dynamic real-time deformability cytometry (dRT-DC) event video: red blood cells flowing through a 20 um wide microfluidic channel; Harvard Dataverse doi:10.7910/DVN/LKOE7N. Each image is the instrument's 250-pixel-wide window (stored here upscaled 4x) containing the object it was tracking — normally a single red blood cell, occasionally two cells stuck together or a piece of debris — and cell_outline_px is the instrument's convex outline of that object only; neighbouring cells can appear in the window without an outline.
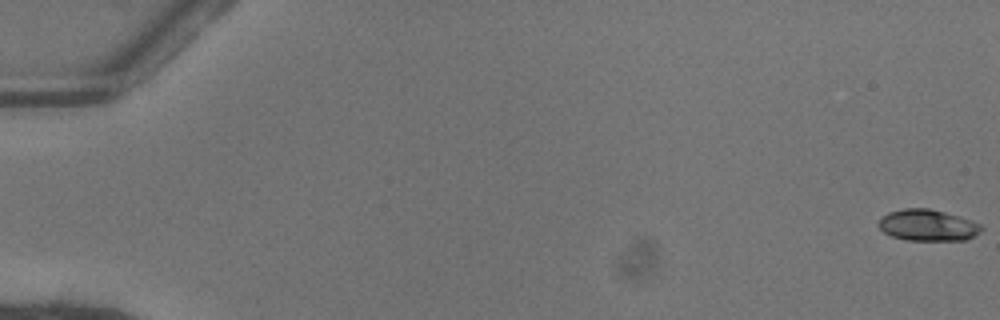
{"species": "common noctule bat (a hibernating species)", "species_latin": "Nyctalus noctula", "temperature_condition": "warm", "stored_images_in_passage": 54, "camera_frame_rate_fps": 3000, "um_per_image_px": 0.085, "animal": {"sex": "female"}, "frame": {"image": 1, "passage_image": 1, "time_ms": 0.0, "image_size_px": [1000, 320], "cell_outline_px": [[984, 228], [980, 232], [964, 240], [904, 240], [892, 236], [884, 232], [876, 224], [888, 212], [904, 208], [928, 208], [960, 216], [980, 224]], "centroid_in_image_um": [78.84, 19.14], "position_along_channel_um": 6.2, "area_um2": 18.73}}
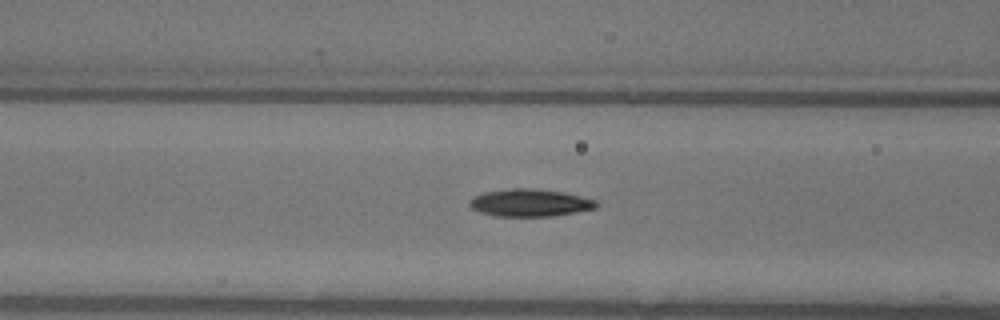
{"frame": {"image": 2, "passage_image": 23, "time_ms": 7.333, "image_size_px": [1000, 320], "cell_outline_px": [[600, 204], [596, 208], [576, 212], [552, 216], [496, 216], [480, 212], [472, 208], [468, 204], [468, 200], [472, 196], [484, 192], [512, 188], [536, 188], [564, 192], [596, 200]], "centroid_in_image_um": [45.03, 17.23], "position_along_channel_um": 121.6, "area_um2": 20.46}}
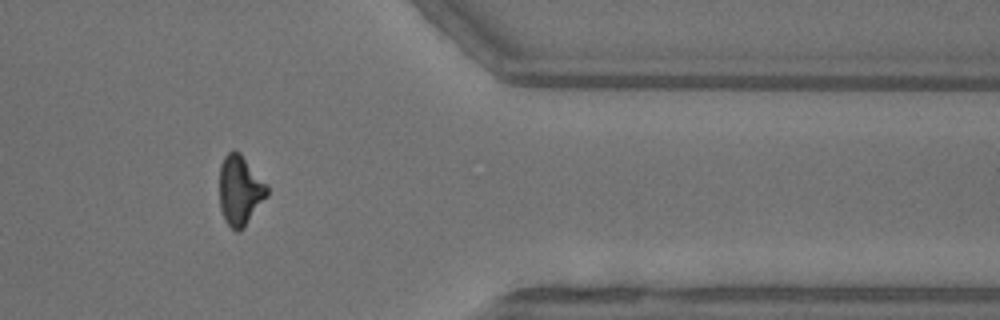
{"frame": {"image": 3, "passage_image": 44, "time_ms": 14.333, "image_size_px": [1000, 320], "cell_outline_px": [[268, 196], [244, 228], [236, 232], [224, 220], [220, 208], [220, 164], [224, 156], [228, 152], [240, 152], [268, 184]], "centroid_in_image_um": [20.42, 16.19], "position_along_channel_um": 391.0, "area_um2": 19.59}}